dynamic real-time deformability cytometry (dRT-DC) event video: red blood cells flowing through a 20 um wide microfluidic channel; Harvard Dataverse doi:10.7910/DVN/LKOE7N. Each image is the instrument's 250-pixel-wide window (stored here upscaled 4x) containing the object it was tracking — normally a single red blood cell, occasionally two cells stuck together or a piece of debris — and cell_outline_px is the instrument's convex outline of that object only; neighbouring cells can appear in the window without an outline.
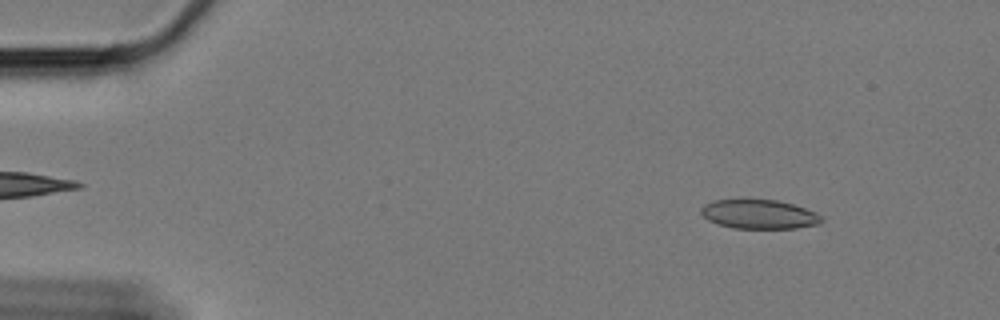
{"species": "Egyptian fruit bat (a non-hibernating species)", "species_latin": "Rousettus aegyptiacus", "temperature_condition": "cold", "stored_images_in_passage": 60, "camera_frame_rate_fps": 3000, "um_per_image_px": 0.085, "animal": {"sex": "female"}, "frame": {"image": 1, "passage_image": 7, "time_ms": 2.0, "image_size_px": [1000, 320], "cell_outline_px": [[824, 220], [820, 224], [796, 228], [732, 228], [708, 220], [700, 212], [700, 208], [704, 204], [712, 200], [776, 200], [792, 204], [804, 208], [820, 216]], "centroid_in_image_um": [64.5, 18.21], "position_along_channel_um": 20.5, "area_um2": 20.23}}
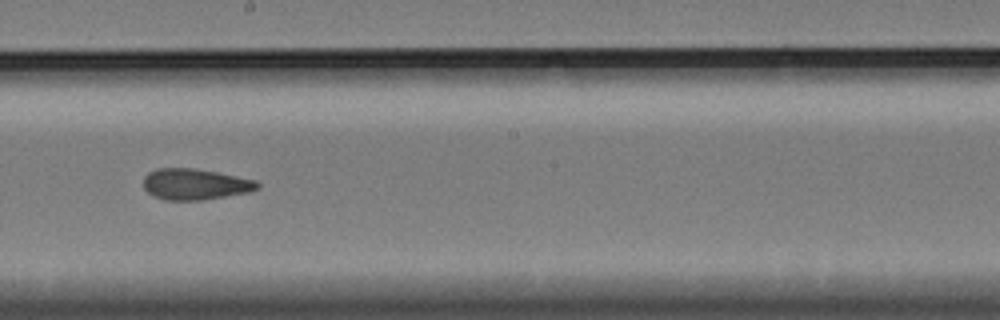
{"frame": {"image": 2, "passage_image": 34, "time_ms": 11.0, "image_size_px": [1000, 320], "cell_outline_px": [[260, 188], [248, 192], [204, 200], [164, 200], [152, 196], [144, 188], [144, 176], [148, 172], [156, 168], [192, 168], [216, 172], [256, 180], [260, 184]], "centroid_in_image_um": [16.56, 15.66], "position_along_channel_um": 231.6, "area_um2": 20.69}}
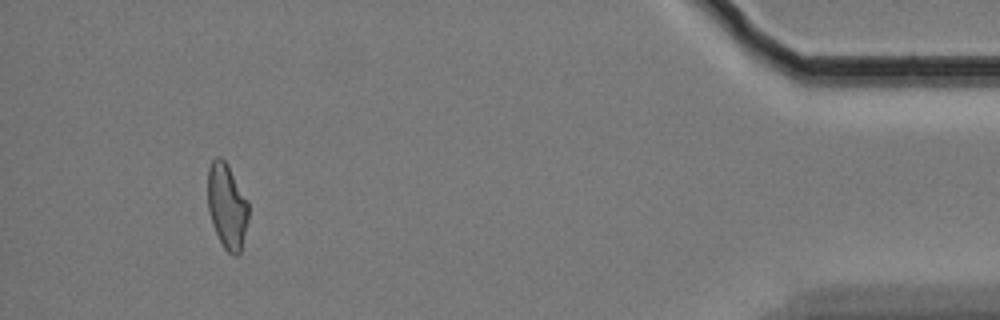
{"frame": {"image": 3, "passage_image": 56, "time_ms": 18.333, "image_size_px": [1000, 320], "cell_outline_px": [[248, 220], [240, 252], [236, 256], [232, 256], [224, 248], [212, 224], [208, 212], [208, 168], [212, 160], [216, 156], [220, 156], [228, 164], [248, 200]], "centroid_in_image_um": [19.29, 17.5], "position_along_channel_um": 415.9, "area_um2": 20.35}, "authors_computed_cell_mechanics": {"area_um2": 20.7502, "velocity_mm_per_s": 3.3441, "shape_relaxation_time_tau1_ms": null, "shape_relaxation_time_tau2_ms": 3.9763, "deformation_change_tau1": null, "deformation_change_tau2": 0.1028}}